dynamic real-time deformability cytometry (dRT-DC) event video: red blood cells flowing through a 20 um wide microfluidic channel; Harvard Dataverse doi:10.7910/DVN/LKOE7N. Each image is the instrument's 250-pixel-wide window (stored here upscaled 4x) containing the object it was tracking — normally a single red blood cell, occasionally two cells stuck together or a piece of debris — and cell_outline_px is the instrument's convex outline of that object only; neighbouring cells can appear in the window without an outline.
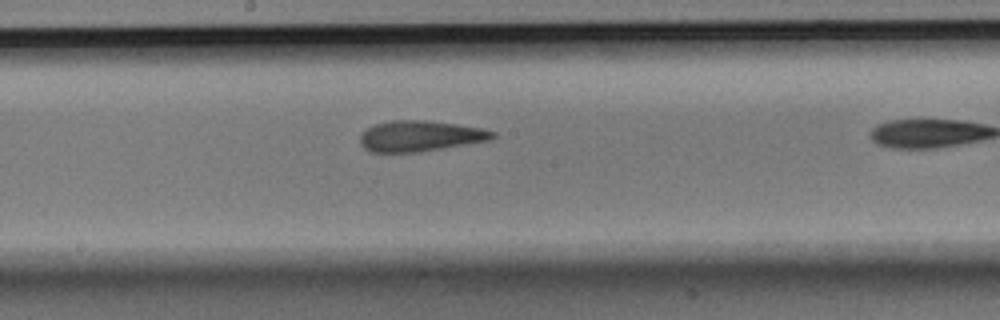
{"species": "Egyptian fruit bat (a non-hibernating species)", "species_latin": "Rousettus aegyptiacus", "temperature_condition": "room temperature", "stored_images_in_passage": 8, "segment_of_instrument_passage": [1, 2], "camera_frame_rate_fps": 3000, "um_per_image_px": 0.085, "animal": {"sex": "male"}, "frame": {"image": 1, "passage_image": 6, "time_ms": 1.667, "image_size_px": [1000, 320], "cell_outline_px": [[496, 136], [488, 140], [420, 152], [372, 152], [364, 148], [360, 144], [360, 136], [368, 128], [376, 124], [392, 120], [424, 120], [456, 124], [480, 128], [496, 132]], "centroid_in_image_um": [35.69, 11.56], "position_along_channel_um": 212.5, "area_um2": 23.47}}